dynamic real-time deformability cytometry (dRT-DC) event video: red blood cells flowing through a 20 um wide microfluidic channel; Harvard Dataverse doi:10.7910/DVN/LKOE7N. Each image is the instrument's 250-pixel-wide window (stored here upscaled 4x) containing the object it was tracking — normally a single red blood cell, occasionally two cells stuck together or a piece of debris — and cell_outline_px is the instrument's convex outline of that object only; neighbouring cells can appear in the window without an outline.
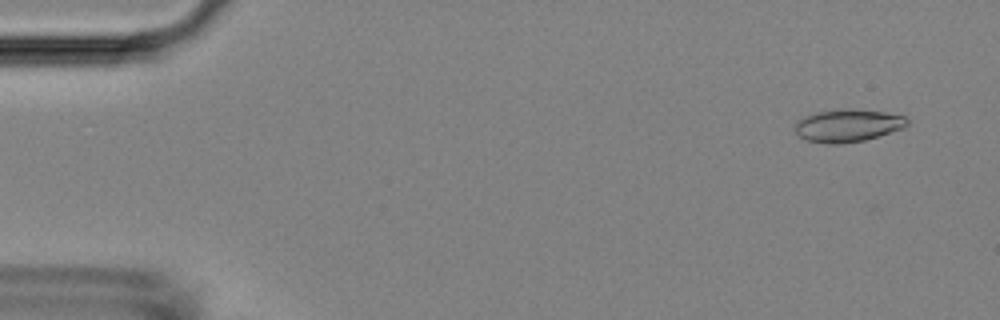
{"species": "Egyptian fruit bat (a non-hibernating species)", "species_latin": "Rousettus aegyptiacus", "temperature_condition": "room temperature", "stored_images_in_passage": 52, "camera_frame_rate_fps": 3000, "um_per_image_px": 0.085, "animal": {"sex": "female"}, "frame": {"image": 1, "passage_image": 3, "time_ms": 0.667, "image_size_px": [1000, 320], "cell_outline_px": [[908, 124], [904, 128], [864, 140], [840, 144], [824, 144], [804, 140], [796, 132], [796, 120], [804, 116], [816, 112], [852, 108], [884, 112], [904, 116], [908, 120]], "centroid_in_image_um": [72.04, 10.67], "position_along_channel_um": 13.0, "area_um2": 21.39}}
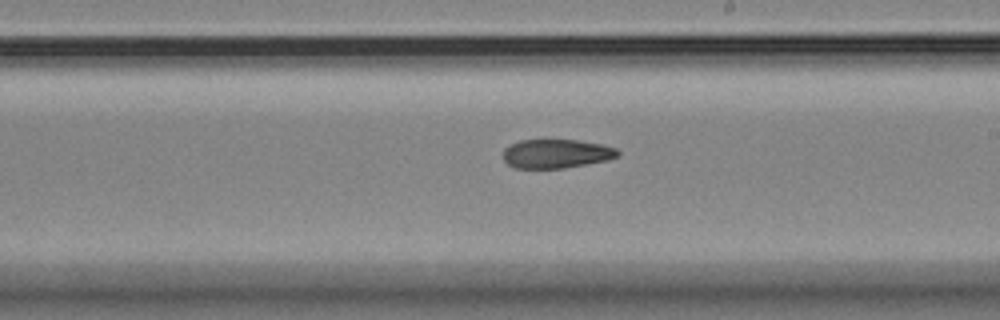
{"frame": {"image": 2, "passage_image": 30, "time_ms": 9.667, "image_size_px": [1000, 320], "cell_outline_px": [[620, 156], [608, 160], [564, 168], [512, 168], [504, 160], [504, 148], [520, 140], [580, 140], [600, 144], [616, 148], [620, 152]], "centroid_in_image_um": [47.3, 13.06], "position_along_channel_um": 241.7, "area_um2": 19.36}}
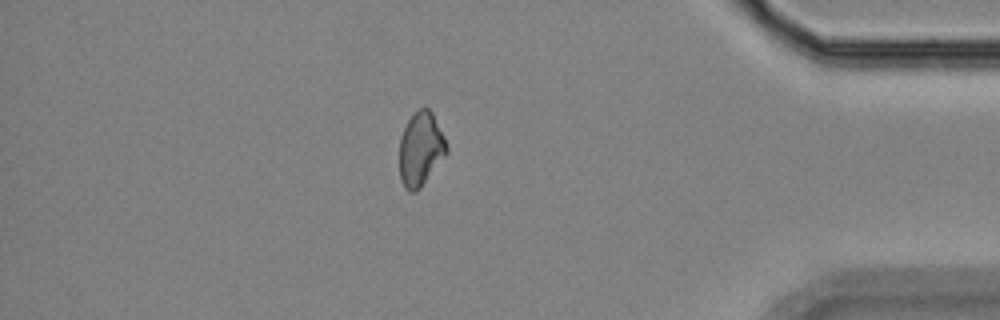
{"frame": {"image": 3, "passage_image": 45, "time_ms": 14.667, "image_size_px": [1000, 320], "cell_outline_px": [[448, 152], [420, 188], [416, 192], [408, 192], [404, 188], [400, 180], [400, 136], [412, 112], [420, 108], [428, 108], [432, 112], [444, 136], [448, 148]], "centroid_in_image_um": [35.75, 12.67], "position_along_channel_um": 399.5, "area_um2": 20.4}, "authors_computed_cell_mechanics": {"area_um2": 20.808, "velocity_mm_per_s": 3.8207, "shape_relaxation_time_tau1_ms": 10.1745, "shape_relaxation_time_tau2_ms": 7.3089, "deformation_change_tau1": 0.1601, "deformation_change_tau2": 0.138}}